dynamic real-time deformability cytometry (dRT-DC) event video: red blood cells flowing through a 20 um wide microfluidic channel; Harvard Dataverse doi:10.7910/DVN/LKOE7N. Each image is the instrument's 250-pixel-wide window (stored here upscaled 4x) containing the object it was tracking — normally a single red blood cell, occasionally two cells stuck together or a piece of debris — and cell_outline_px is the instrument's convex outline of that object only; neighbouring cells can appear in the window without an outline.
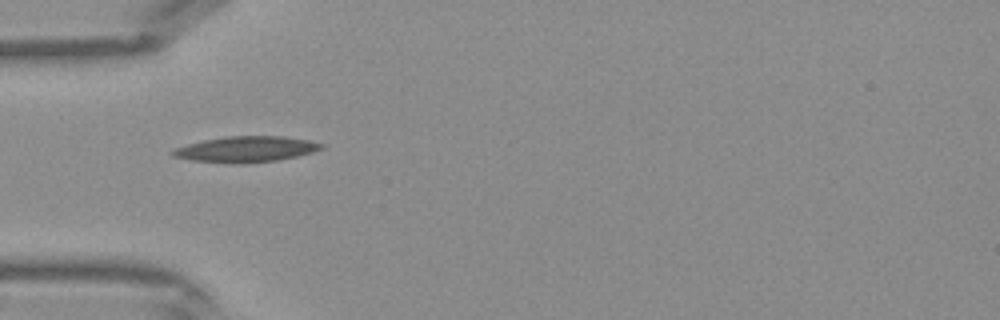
{"species": "Egyptian fruit bat (a non-hibernating species)", "species_latin": "Rousettus aegyptiacus", "temperature_condition": "warm", "stored_images_in_passage": 30, "camera_frame_rate_fps": 3000, "um_per_image_px": 0.085, "frame": {"image": 1, "passage_image": 1, "time_ms": 0.0, "image_size_px": [1000, 320], "cell_outline_px": [[324, 148], [312, 152], [296, 156], [276, 160], [240, 164], [192, 160], [172, 156], [168, 152], [172, 148], [204, 140], [228, 136], [284, 136], [308, 140], [324, 144]], "centroid_in_image_um": [20.88, 12.68], "position_along_channel_um": 64.1, "area_um2": 22.31}}
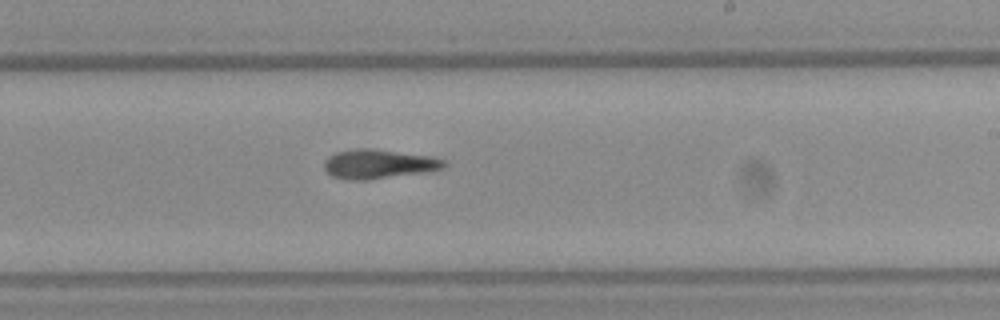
{"frame": {"image": 2, "passage_image": 13, "time_ms": 4.0, "image_size_px": [1000, 320], "cell_outline_px": [[448, 164], [440, 168], [420, 172], [368, 180], [348, 180], [332, 176], [324, 168], [324, 160], [328, 156], [336, 152], [356, 148], [372, 148], [432, 156], [444, 160]], "centroid_in_image_um": [32.12, 13.92], "position_along_channel_um": 256.9, "area_um2": 20.29}}
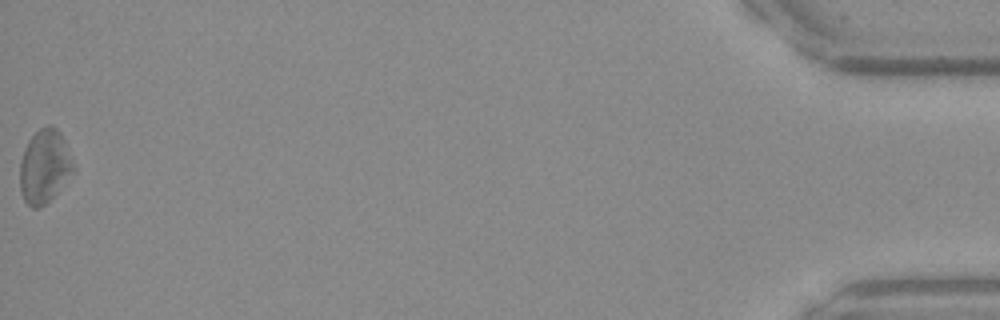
{"frame": {"image": 3, "passage_image": 30, "time_ms": 9.667, "image_size_px": [1000, 320], "cell_outline_px": [[76, 168], [56, 192], [44, 204], [36, 208], [32, 208], [24, 200], [20, 192], [20, 160], [24, 148], [28, 140], [40, 128], [48, 124], [52, 124], [60, 132], [64, 140]], "centroid_in_image_um": [3.77, 14.11], "position_along_channel_um": 431.4, "area_um2": 22.77}}